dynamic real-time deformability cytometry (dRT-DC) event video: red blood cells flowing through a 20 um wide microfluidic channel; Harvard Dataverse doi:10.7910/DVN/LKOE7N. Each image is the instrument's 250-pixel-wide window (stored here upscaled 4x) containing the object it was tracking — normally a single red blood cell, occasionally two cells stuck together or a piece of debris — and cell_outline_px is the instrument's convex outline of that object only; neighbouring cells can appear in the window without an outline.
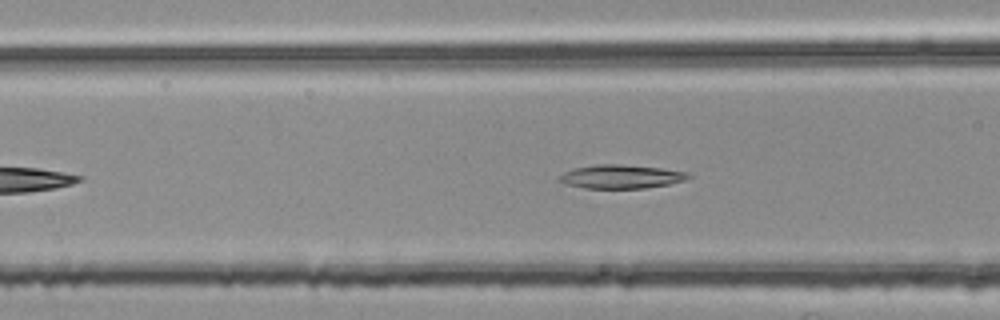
{"species": "common noctule bat (a hibernating species)", "species_latin": "Nyctalus noctula", "temperature_condition": "room temperature", "stored_images_in_passage": 40, "camera_frame_rate_fps": 3000, "um_per_image_px": 0.085, "animal": {"sex": "female", "body_mass_g": 25.1}, "frame": {"image": 1, "passage_image": 8, "time_ms": 2.333, "image_size_px": [1000, 320], "cell_outline_px": [[692, 176], [684, 180], [668, 184], [644, 188], [584, 188], [568, 184], [556, 180], [564, 172], [576, 168], [596, 164], [620, 164], [660, 168], [688, 172]], "centroid_in_image_um": [52.79, 15.01], "position_along_channel_um": 113.8, "area_um2": 17.63}}
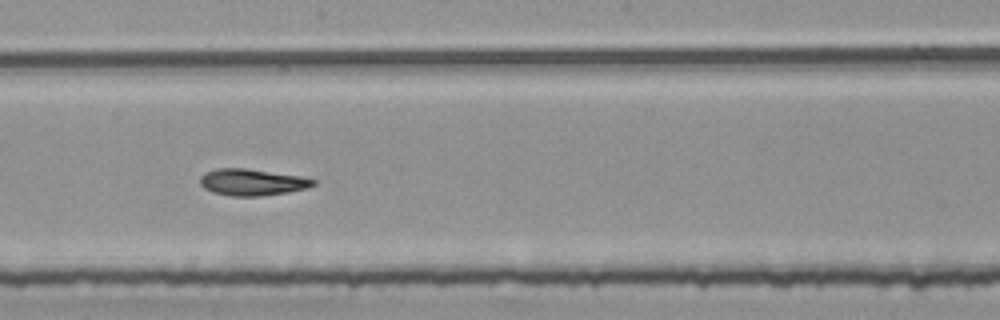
{"frame": {"image": 2, "passage_image": 17, "time_ms": 5.333, "image_size_px": [1000, 320], "cell_outline_px": [[316, 184], [304, 188], [288, 192], [260, 196], [232, 196], [212, 192], [204, 188], [200, 184], [200, 176], [204, 172], [216, 168], [244, 168], [300, 176], [316, 180]], "centroid_in_image_um": [21.38, 15.48], "position_along_channel_um": 226.8, "area_um2": 17.46}}
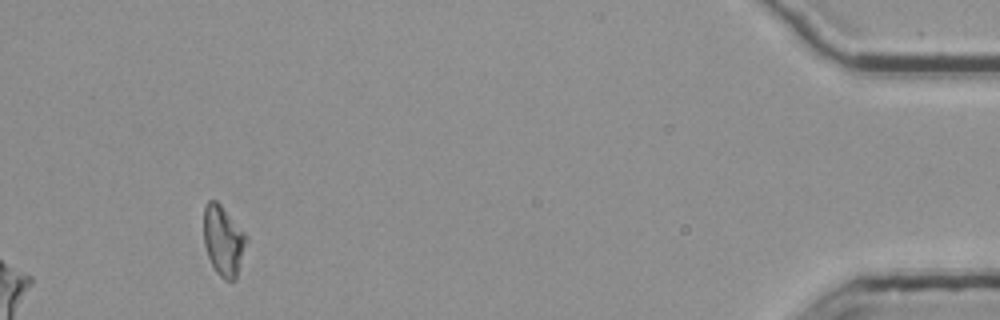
{"frame": {"image": 3, "passage_image": 38, "time_ms": 12.333, "image_size_px": [1000, 320], "cell_outline_px": [[248, 240], [236, 280], [224, 280], [216, 272], [208, 256], [204, 244], [204, 208], [208, 200], [216, 200], [220, 204], [248, 236]], "centroid_in_image_um": [19.0, 20.47], "position_along_channel_um": 416.2, "area_um2": 17.46}, "authors_computed_cell_mechanics": {"area_um2": 17.629, "velocity_mm_per_s": 3.7672, "shape_relaxation_time_tau1_ms": null, "shape_relaxation_time_tau2_ms": 5.5336, "deformation_change_tau1": null, "deformation_change_tau2": 0.1307}}